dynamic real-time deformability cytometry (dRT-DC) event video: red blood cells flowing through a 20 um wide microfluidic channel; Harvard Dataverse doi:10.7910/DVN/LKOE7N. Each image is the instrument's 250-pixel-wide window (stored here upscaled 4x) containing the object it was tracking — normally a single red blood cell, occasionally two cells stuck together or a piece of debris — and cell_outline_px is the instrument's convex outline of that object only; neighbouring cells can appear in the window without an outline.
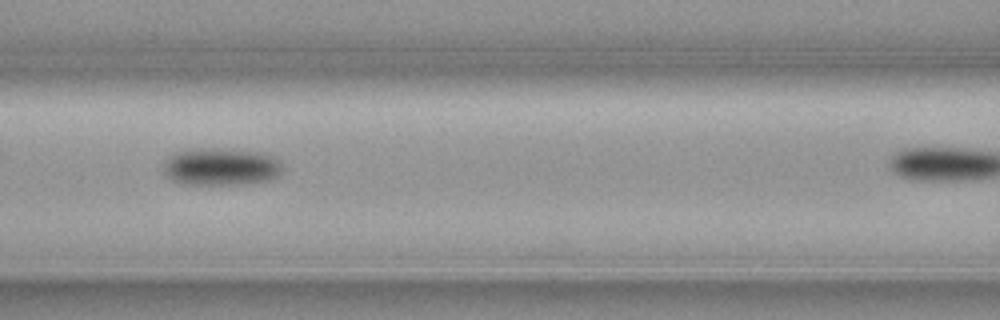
{"species": "common noctule bat (a hibernating species)", "species_latin": "Nyctalus noctula", "temperature_condition": "cold", "stored_images_in_passage": 4, "camera_frame_rate_fps": 3000, "um_per_image_px": 0.085, "animal": {"sex": "female", "body_mass_g": 19.3, "forearm_length_mm": 54.1}, "frame": {"image": 1, "passage_image": 3, "time_ms": 0.667, "image_size_px": [1000, 320], "cell_outline_px": [[280, 176], [268, 180], [240, 184], [188, 184], [172, 180], [164, 172], [164, 160], [168, 156], [176, 152], [192, 148], [216, 148], [260, 152], [276, 156], [280, 160]], "centroid_in_image_um": [18.78, 14.15], "position_along_channel_um": 147.8, "area_um2": 26.07}}